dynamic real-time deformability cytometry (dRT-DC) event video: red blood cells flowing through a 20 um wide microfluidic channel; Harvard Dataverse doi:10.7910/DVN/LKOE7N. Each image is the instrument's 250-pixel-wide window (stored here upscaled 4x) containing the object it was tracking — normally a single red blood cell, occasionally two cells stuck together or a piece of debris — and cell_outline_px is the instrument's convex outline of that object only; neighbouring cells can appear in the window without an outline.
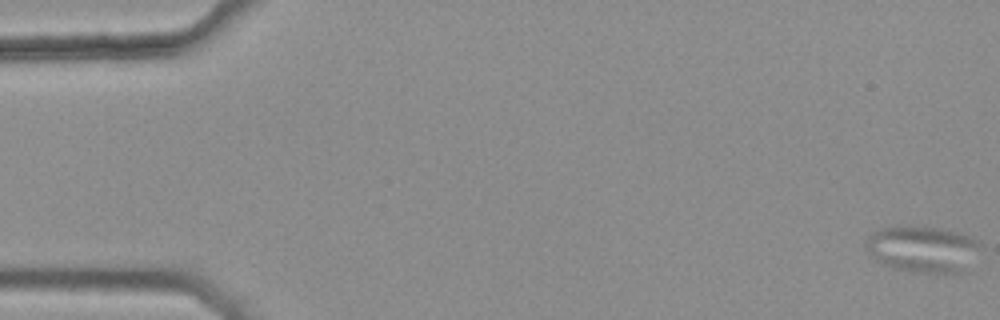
{"species": "common noctule bat (a hibernating species)", "species_latin": "Nyctalus noctula", "temperature_condition": "warm", "stored_images_in_passage": 5, "camera_frame_rate_fps": 3000, "um_per_image_px": 0.085, "animal": {"sex": "female", "body_mass_g": 25.1}, "frame": {"image": 1, "passage_image": 1, "time_ms": 0.0, "image_size_px": [1000, 320], "cell_outline_px": [[980, 244], [964, 272], [920, 272], [892, 268], [868, 256], [864, 244], [868, 236], [872, 232], [880, 228], [936, 228], [960, 232], [980, 240]], "centroid_in_image_um": [78.38, 21.18], "position_along_channel_um": 6.6, "area_um2": 30.35}}